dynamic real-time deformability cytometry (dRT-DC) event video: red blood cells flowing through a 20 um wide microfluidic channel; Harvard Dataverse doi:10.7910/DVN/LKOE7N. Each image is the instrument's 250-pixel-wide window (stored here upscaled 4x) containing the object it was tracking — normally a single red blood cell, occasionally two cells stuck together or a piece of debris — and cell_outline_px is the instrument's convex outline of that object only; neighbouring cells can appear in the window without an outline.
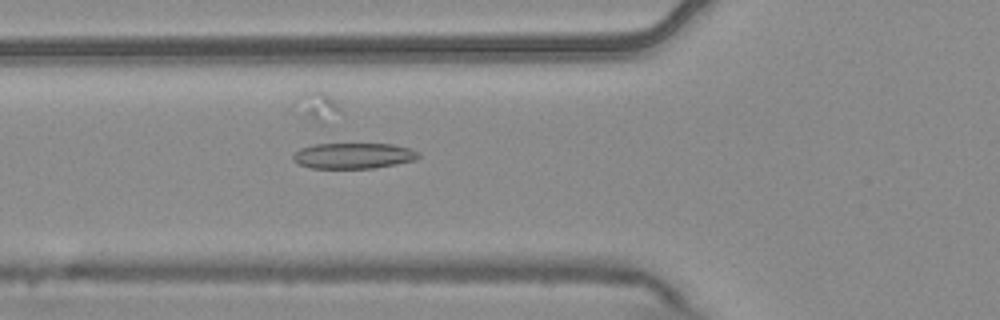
{"species": "common noctule bat (a hibernating species)", "species_latin": "Nyctalus noctula", "temperature_condition": "warm", "stored_images_in_passage": 6, "camera_frame_rate_fps": 3000, "um_per_image_px": 0.085, "animal": {"sex": "male", "body_mass_g": 20.4}, "frame": {"image": 1, "passage_image": 6, "time_ms": 1.667, "image_size_px": [1000, 320], "cell_outline_px": [[420, 156], [416, 160], [396, 164], [372, 168], [312, 168], [300, 164], [292, 160], [292, 156], [300, 148], [320, 140], [392, 144], [408, 148], [420, 152]], "centroid_in_image_um": [29.97, 13.17], "position_along_channel_um": 95.8, "area_um2": 20.0}}